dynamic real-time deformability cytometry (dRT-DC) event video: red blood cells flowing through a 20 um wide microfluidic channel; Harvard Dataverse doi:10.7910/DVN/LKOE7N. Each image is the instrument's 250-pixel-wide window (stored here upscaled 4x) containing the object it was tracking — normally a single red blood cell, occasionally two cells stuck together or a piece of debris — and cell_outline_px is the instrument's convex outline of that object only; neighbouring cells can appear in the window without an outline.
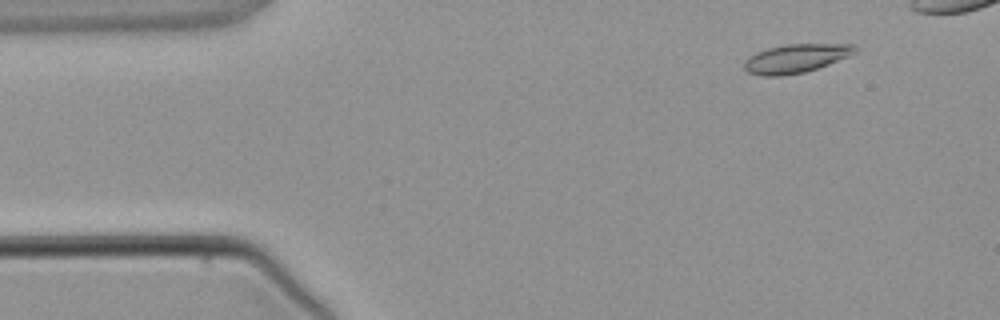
{"species": "common noctule bat (a hibernating species)", "species_latin": "Nyctalus noctula", "temperature_condition": "warm", "stored_images_in_passage": 5, "camera_frame_rate_fps": 3000, "um_per_image_px": 0.085, "animal": {"sex": "male", "body_mass_g": 21.5, "forearm_length_mm": 52.0}, "frame": {"image": 1, "passage_image": 2, "time_ms": 1.0, "image_size_px": [1000, 320], "cell_outline_px": [[860, 52], [828, 64], [804, 72], [780, 76], [764, 76], [748, 72], [744, 68], [744, 60], [756, 52], [768, 48], [788, 44], [856, 44]], "centroid_in_image_um": [67.69, 4.95], "position_along_channel_um": 17.3, "area_um2": 18.55}}